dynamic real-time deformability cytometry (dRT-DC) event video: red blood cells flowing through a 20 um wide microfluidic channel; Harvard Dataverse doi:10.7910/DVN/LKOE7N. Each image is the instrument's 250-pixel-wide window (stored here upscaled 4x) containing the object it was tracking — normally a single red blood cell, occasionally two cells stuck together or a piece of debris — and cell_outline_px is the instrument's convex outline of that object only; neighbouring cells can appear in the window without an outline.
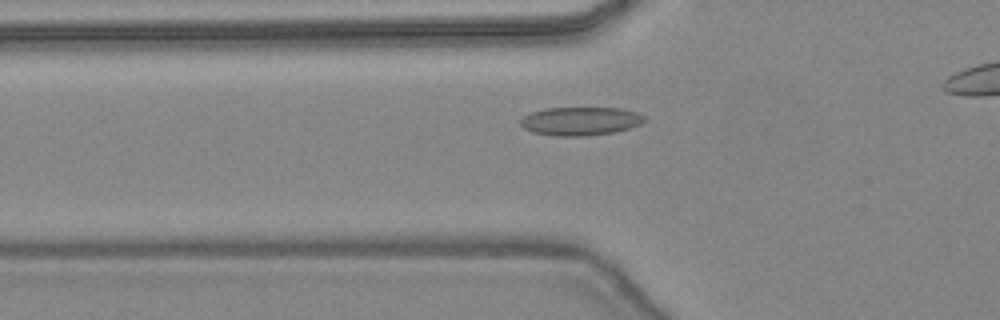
{"species": "common noctule bat (a hibernating species)", "species_latin": "Nyctalus noctula", "temperature_condition": "warm", "stored_images_in_passage": 35, "camera_frame_rate_fps": 3000, "um_per_image_px": 0.085, "animal": {"sex": "female", "body_mass_g": 24.6, "forearm_length_mm": 56.2}, "frame": {"image": 1, "passage_image": 11, "time_ms": 3.333, "image_size_px": [1000, 320], "cell_outline_px": [[648, 120], [640, 124], [628, 128], [612, 132], [588, 136], [556, 136], [532, 132], [524, 128], [520, 124], [520, 120], [524, 116], [532, 112], [544, 108], [620, 108], [636, 112], [644, 116]], "centroid_in_image_um": [49.33, 10.29], "position_along_channel_um": 76.5, "area_um2": 20.52}}
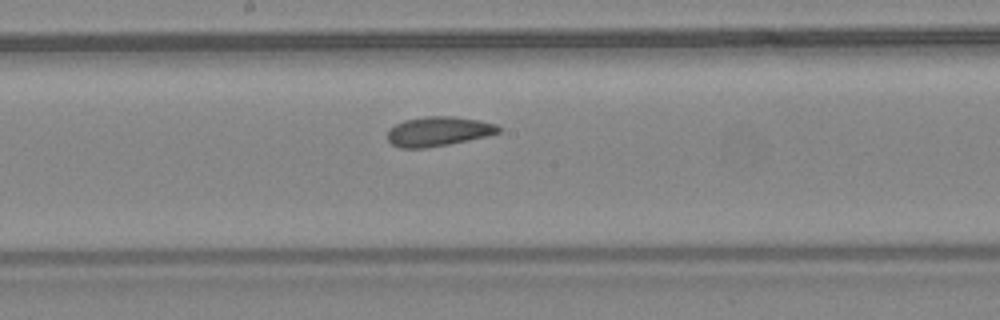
{"frame": {"image": 2, "passage_image": 20, "time_ms": 6.333, "image_size_px": [1000, 320], "cell_outline_px": [[500, 132], [488, 136], [428, 148], [400, 148], [392, 144], [388, 140], [388, 132], [396, 124], [404, 120], [424, 116], [452, 116], [480, 120], [496, 124], [500, 128]], "centroid_in_image_um": [37.27, 11.16], "position_along_channel_um": 210.9, "area_um2": 19.07}}
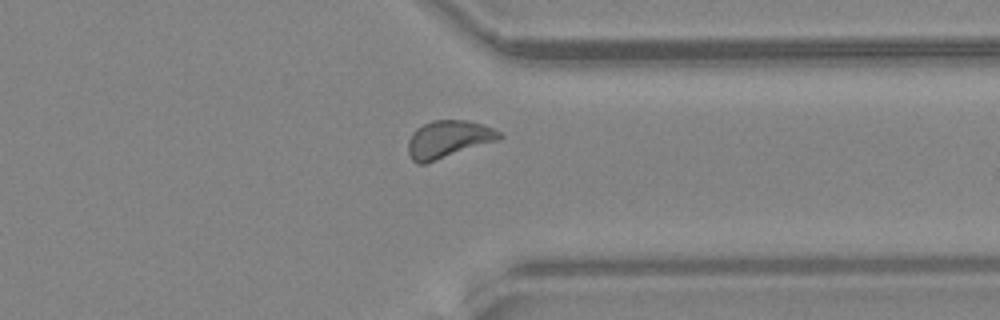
{"frame": {"image": 3, "passage_image": 31, "time_ms": 10.0, "image_size_px": [1000, 320], "cell_outline_px": [[504, 136], [500, 140], [424, 164], [416, 164], [412, 160], [408, 152], [408, 140], [412, 132], [416, 128], [432, 120], [468, 120], [484, 124], [500, 132]], "centroid_in_image_um": [38.11, 11.83], "position_along_channel_um": 373.3, "area_um2": 20.11}}